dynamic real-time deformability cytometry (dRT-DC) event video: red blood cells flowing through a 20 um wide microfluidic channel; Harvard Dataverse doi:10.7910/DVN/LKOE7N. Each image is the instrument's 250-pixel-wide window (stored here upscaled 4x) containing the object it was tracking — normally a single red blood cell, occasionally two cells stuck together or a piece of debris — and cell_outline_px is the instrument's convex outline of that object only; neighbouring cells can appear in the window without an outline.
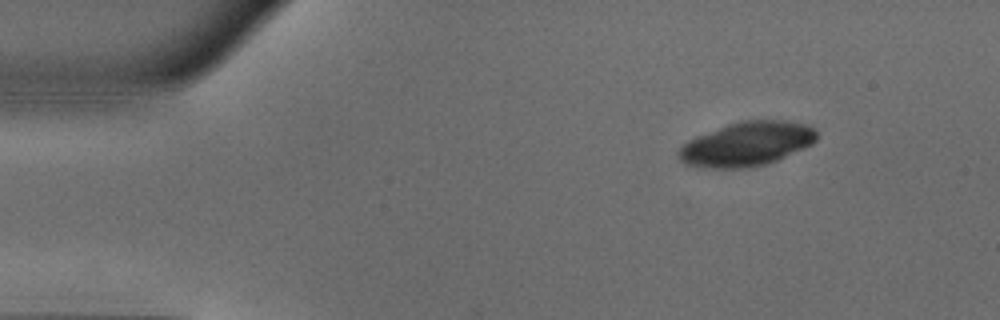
{"species": "common noctule bat (a hibernating species)", "species_latin": "Nyctalus noctula", "temperature_condition": "warm", "stored_images_in_passage": 45, "camera_frame_rate_fps": 3000, "um_per_image_px": 0.085, "animal": {"sex": "male", "body_mass_g": 18.8}, "frame": {"image": 1, "passage_image": 1, "time_ms": 0.0, "image_size_px": [1000, 320], "cell_outline_px": [[816, 140], [812, 144], [804, 148], [776, 160], [764, 164], [748, 168], [704, 168], [684, 164], [680, 160], [676, 152], [688, 140], [696, 136], [728, 124], [740, 120], [788, 120], [808, 124], [816, 128]], "centroid_in_image_um": [63.47, 12.23], "position_along_channel_um": 21.5, "area_um2": 35.72}}